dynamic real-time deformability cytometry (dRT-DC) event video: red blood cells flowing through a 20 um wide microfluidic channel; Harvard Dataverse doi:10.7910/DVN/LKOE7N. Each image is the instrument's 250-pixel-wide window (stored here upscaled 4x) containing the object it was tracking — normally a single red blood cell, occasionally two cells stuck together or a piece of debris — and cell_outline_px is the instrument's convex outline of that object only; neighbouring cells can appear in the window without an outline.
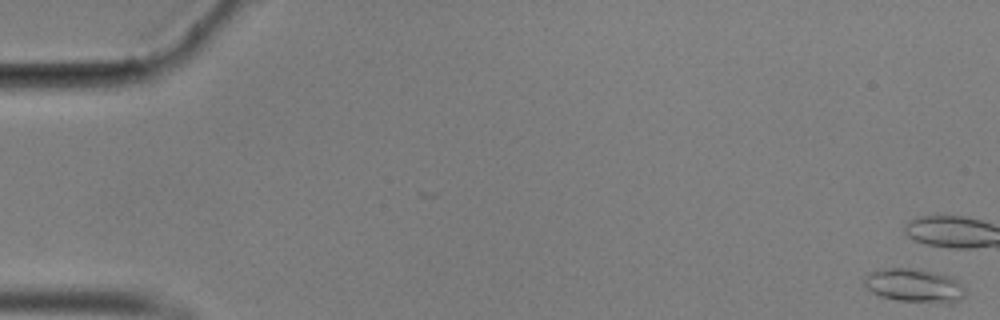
{"species": "common noctule bat (a hibernating species)", "species_latin": "Nyctalus noctula", "temperature_condition": "cold", "stored_images_in_passage": 10, "camera_frame_rate_fps": 3000, "um_per_image_px": 0.085, "animal": {"sex": "male", "body_mass_g": 17.9}, "frame": {"image": 1, "passage_image": 1, "time_ms": 0.0, "image_size_px": [1000, 320], "cell_outline_px": [[964, 296], [960, 300], [952, 304], [940, 304], [896, 300], [880, 296], [872, 292], [864, 284], [864, 280], [872, 272], [888, 268], [920, 268], [936, 272], [948, 276], [956, 280], [964, 288]], "centroid_in_image_um": [77.77, 24.29], "position_along_channel_um": 7.2, "area_um2": 19.94}}